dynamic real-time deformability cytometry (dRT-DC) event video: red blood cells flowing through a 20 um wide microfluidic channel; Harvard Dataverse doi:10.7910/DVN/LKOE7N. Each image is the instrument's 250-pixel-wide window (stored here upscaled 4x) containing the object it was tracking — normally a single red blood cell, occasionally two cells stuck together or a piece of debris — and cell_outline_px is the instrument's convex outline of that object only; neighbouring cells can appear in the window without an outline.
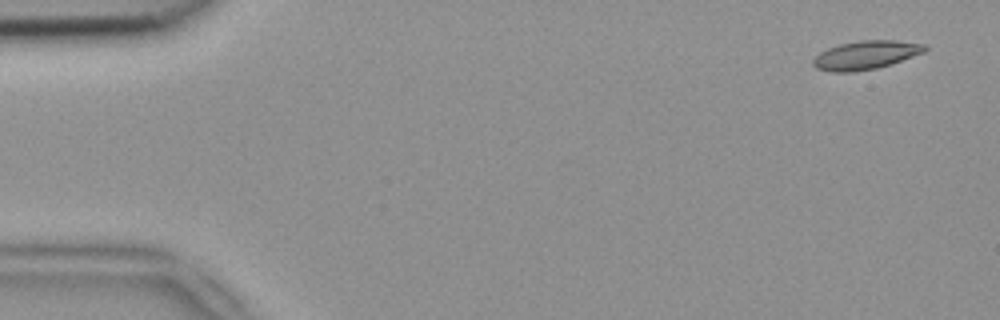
{"species": "common noctule bat (a hibernating species)", "species_latin": "Nyctalus noctula", "temperature_condition": "room temperature", "stored_images_in_passage": 5, "camera_frame_rate_fps": 3000, "um_per_image_px": 0.085, "animal": {"sex": "female", "body_mass_g": 18.4}, "frame": {"image": 1, "passage_image": 1, "time_ms": 0.0, "image_size_px": [1000, 320], "cell_outline_px": [[928, 48], [924, 52], [892, 64], [876, 68], [852, 72], [832, 72], [816, 68], [812, 64], [812, 60], [820, 52], [828, 48], [840, 44], [860, 40], [896, 40], [924, 44]], "centroid_in_image_um": [73.59, 4.68], "position_along_channel_um": 11.4, "area_um2": 18.61}}
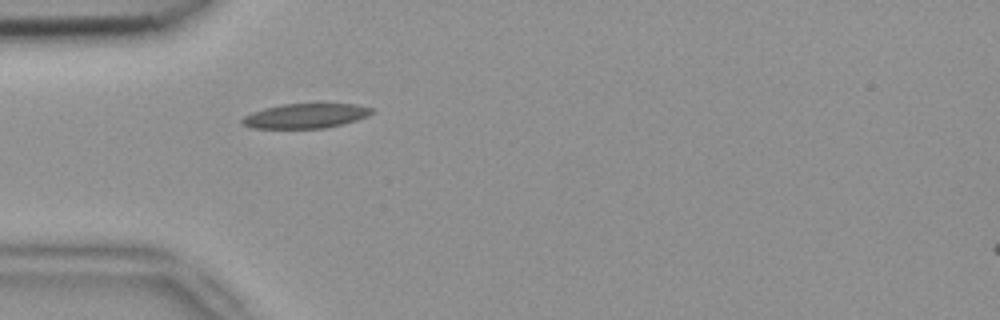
{"frame": {"image": 2, "passage_image": 5, "time_ms": 1.333, "image_size_px": [1000, 320], "cell_outline_px": [[372, 112], [368, 116], [356, 120], [324, 128], [252, 128], [244, 124], [240, 120], [244, 116], [252, 112], [264, 108], [280, 104], [356, 104], [372, 108]], "centroid_in_image_um": [25.95, 9.84], "position_along_channel_um": 59.1, "area_um2": 18.44}}